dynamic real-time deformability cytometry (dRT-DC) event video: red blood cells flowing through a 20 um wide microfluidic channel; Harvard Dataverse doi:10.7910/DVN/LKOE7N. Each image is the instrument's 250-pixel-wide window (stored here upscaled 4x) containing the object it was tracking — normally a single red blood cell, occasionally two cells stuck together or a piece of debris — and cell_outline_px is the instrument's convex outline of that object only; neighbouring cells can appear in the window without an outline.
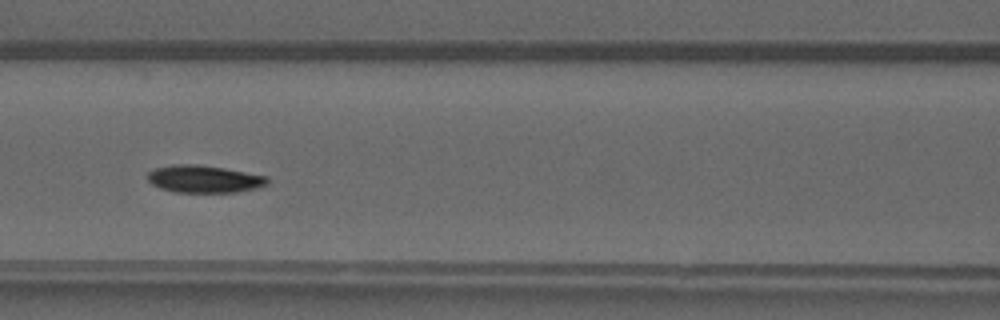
{"species": "common noctule bat (a hibernating species)", "species_latin": "Nyctalus noctula", "temperature_condition": "warm", "stored_images_in_passage": 47, "camera_frame_rate_fps": 3000, "um_per_image_px": 0.085, "animal": {"sex": "male", "forearm_length_mm": 52.5}, "frame": {"image": 1, "passage_image": 20, "time_ms": 6.333, "image_size_px": [1000, 320], "cell_outline_px": [[268, 184], [256, 188], [236, 192], [176, 192], [160, 188], [152, 184], [148, 180], [148, 172], [156, 168], [172, 164], [196, 164], [224, 168], [268, 176]], "centroid_in_image_um": [17.35, 15.21], "position_along_channel_um": 149.2, "area_um2": 19.07}}
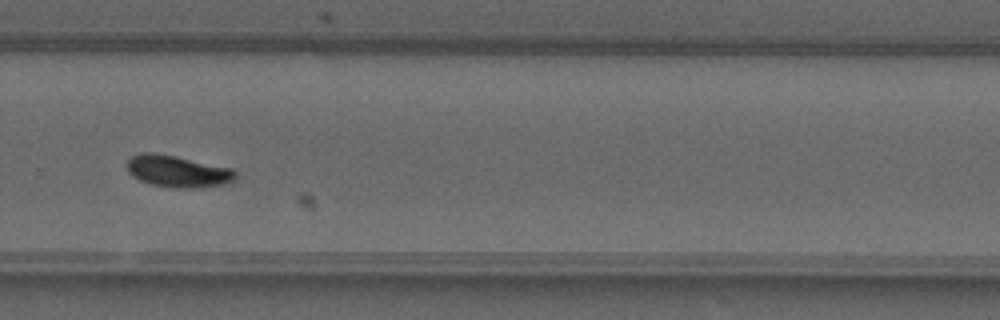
{"frame": {"image": 2, "passage_image": 32, "time_ms": 10.333, "image_size_px": [1000, 320], "cell_outline_px": [[236, 176], [232, 180], [224, 184], [200, 188], [176, 188], [152, 184], [140, 180], [132, 176], [128, 172], [128, 160], [132, 156], [144, 152], [152, 152], [176, 156], [232, 168], [236, 172]], "centroid_in_image_um": [15.11, 14.56], "position_along_channel_um": 314.7, "area_um2": 20.0}}
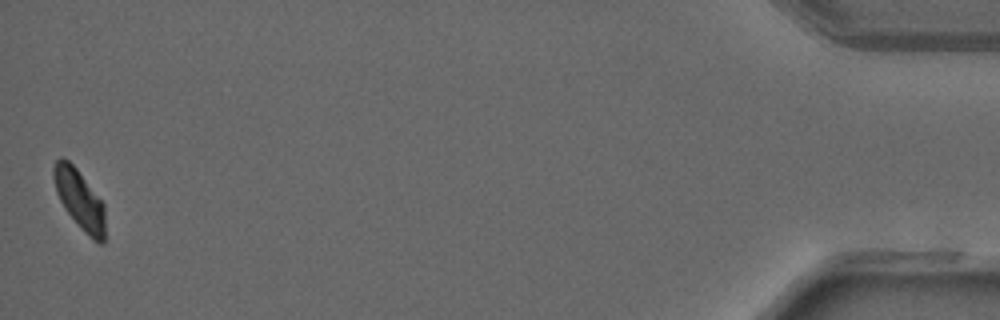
{"frame": {"image": 3, "passage_image": 47, "time_ms": 15.333, "image_size_px": [1000, 320], "cell_outline_px": [[104, 244], [100, 244], [92, 240], [80, 228], [64, 208], [56, 192], [52, 176], [52, 168], [56, 160], [60, 156], [68, 160], [76, 168], [104, 204]], "centroid_in_image_um": [6.74, 16.96], "position_along_channel_um": 428.5, "area_um2": 17.86}, "authors_computed_cell_mechanics": {"area_um2": 18.496, "velocity_mm_per_s": 4.1511, "shape_relaxation_time_tau1_ms": 3.0489, "shape_relaxation_time_tau2_ms": null, "deformation_change_tau1": 0.1269, "deformation_change_tau2": null}}